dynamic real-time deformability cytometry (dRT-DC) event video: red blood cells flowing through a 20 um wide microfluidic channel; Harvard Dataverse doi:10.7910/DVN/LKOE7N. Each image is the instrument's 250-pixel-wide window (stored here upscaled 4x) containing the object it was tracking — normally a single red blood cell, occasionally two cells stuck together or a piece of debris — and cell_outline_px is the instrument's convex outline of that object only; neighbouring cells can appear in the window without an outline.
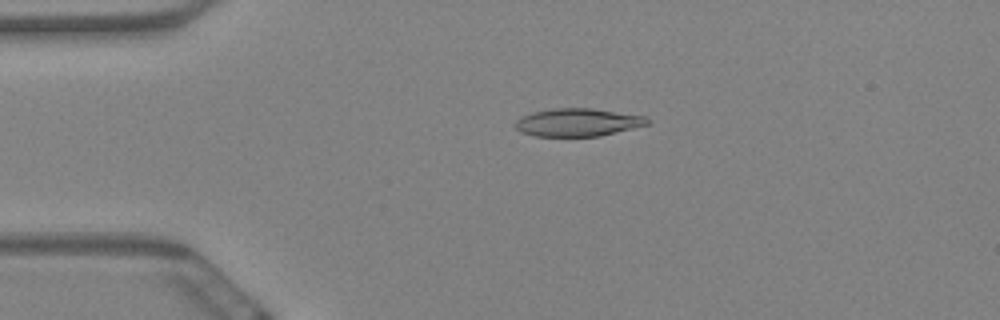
{"species": "Egyptian fruit bat (a non-hibernating species)", "species_latin": "Rousettus aegyptiacus", "temperature_condition": "warm", "stored_images_in_passage": 60, "camera_frame_rate_fps": 3000, "um_per_image_px": 0.085, "animal": {"sex": "female"}, "frame": {"image": 1, "passage_image": 13, "time_ms": 4.0, "image_size_px": [1000, 320], "cell_outline_px": [[652, 120], [648, 124], [600, 136], [532, 136], [520, 132], [516, 128], [516, 120], [520, 116], [532, 112], [556, 108], [592, 108], [644, 116]], "centroid_in_image_um": [49.08, 10.4], "position_along_channel_um": 35.9, "area_um2": 21.44}}
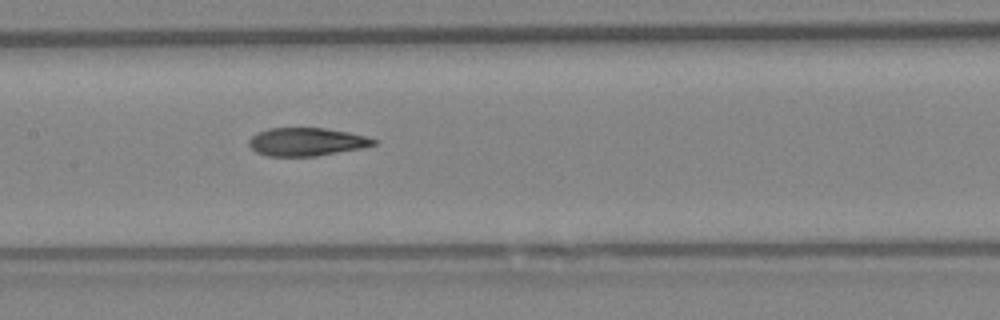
{"frame": {"image": 2, "passage_image": 29, "time_ms": 9.333, "image_size_px": [1000, 320], "cell_outline_px": [[376, 144], [360, 148], [316, 156], [268, 156], [256, 152], [248, 144], [248, 140], [256, 132], [268, 128], [324, 128], [348, 132], [364, 136], [376, 140]], "centroid_in_image_um": [26.0, 12.05], "position_along_channel_um": 181.4, "area_um2": 20.29}}
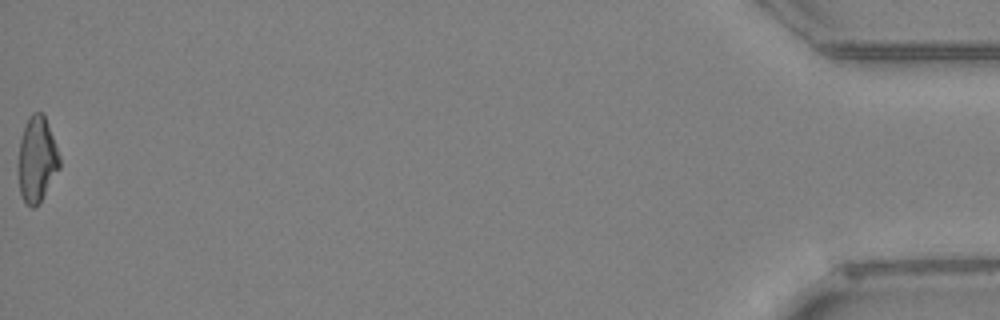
{"frame": {"image": 3, "passage_image": 60, "time_ms": 19.667, "image_size_px": [1000, 320], "cell_outline_px": [[60, 168], [40, 200], [32, 208], [24, 204], [20, 192], [16, 168], [20, 140], [24, 124], [28, 116], [32, 112], [44, 112], [60, 156]], "centroid_in_image_um": [3.1, 13.51], "position_along_channel_um": 432.1, "area_um2": 20.98}, "authors_computed_cell_mechanics": {"area_um2": 21.1837, "velocity_mm_per_s": 3.408, "shape_relaxation_time_tau1_ms": null, "shape_relaxation_time_tau2_ms": 3.7057, "deformation_change_tau1": null, "deformation_change_tau2": 0.1156}}